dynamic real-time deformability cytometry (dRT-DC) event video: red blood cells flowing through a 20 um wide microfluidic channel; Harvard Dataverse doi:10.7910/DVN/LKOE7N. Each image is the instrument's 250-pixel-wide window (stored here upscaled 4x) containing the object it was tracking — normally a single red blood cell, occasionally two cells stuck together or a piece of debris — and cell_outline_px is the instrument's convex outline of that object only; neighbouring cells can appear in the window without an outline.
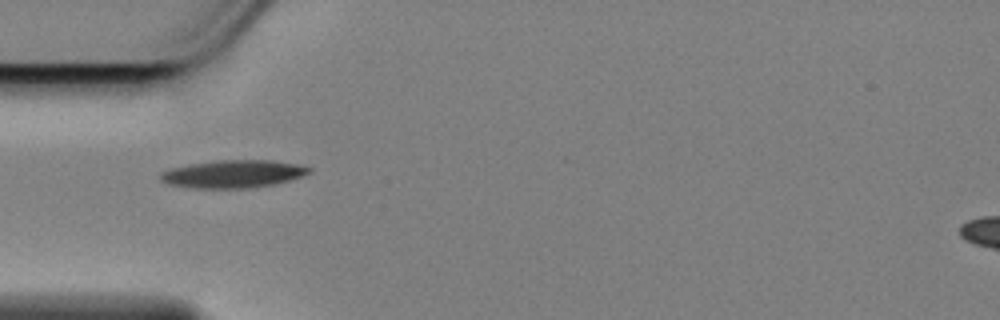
{"species": "Egyptian fruit bat (a non-hibernating species)", "species_latin": "Rousettus aegyptiacus", "temperature_condition": "cold", "stored_images_in_passage": 41, "camera_frame_rate_fps": 3000, "um_per_image_px": 0.085, "animal": {"sex": "female"}, "frame": {"image": 1, "passage_image": 1, "time_ms": 0.0, "image_size_px": [1000, 320], "cell_outline_px": [[312, 172], [276, 184], [248, 188], [192, 188], [168, 184], [160, 180], [160, 172], [172, 168], [192, 164], [216, 160], [272, 160], [296, 164], [312, 168]], "centroid_in_image_um": [19.81, 14.78], "position_along_channel_um": 65.2, "area_um2": 23.93}}
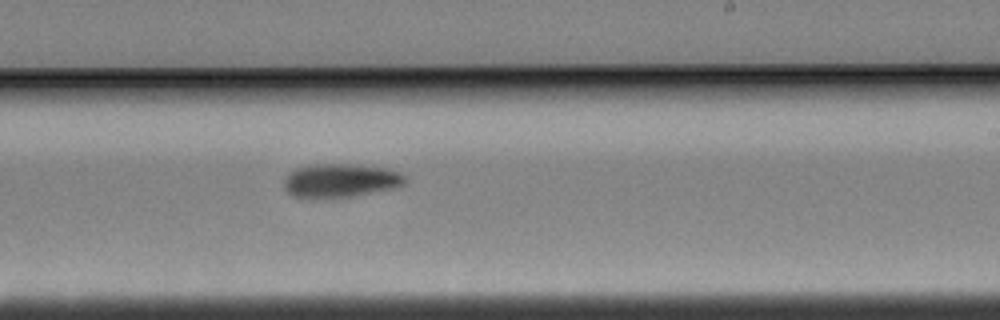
{"frame": {"image": 2, "passage_image": 18, "time_ms": 5.667, "image_size_px": [1000, 320], "cell_outline_px": [[408, 180], [404, 184], [392, 188], [352, 196], [292, 196], [288, 192], [284, 184], [284, 180], [296, 168], [312, 164], [348, 164], [384, 168], [400, 172]], "centroid_in_image_um": [28.98, 15.31], "position_along_channel_um": 260.0, "area_um2": 22.95}}
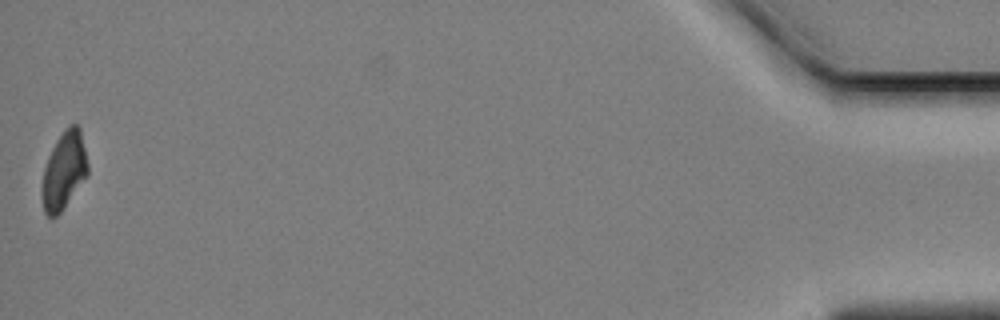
{"frame": {"image": 3, "passage_image": 41, "time_ms": 13.333, "image_size_px": [1000, 320], "cell_outline_px": [[88, 176], [64, 208], [52, 220], [44, 212], [44, 168], [48, 156], [56, 140], [64, 128], [68, 124], [76, 124], [80, 128], [88, 164]], "centroid_in_image_um": [5.48, 14.47], "position_along_channel_um": 429.7, "area_um2": 20.46}, "authors_computed_cell_mechanics": {"area_um2": 22.9466, "velocity_mm_per_s": 3.4419, "shape_relaxation_time_tau1_ms": 3.5942, "shape_relaxation_time_tau2_ms": null, "deformation_change_tau1": 0.1534, "deformation_change_tau2": null}}